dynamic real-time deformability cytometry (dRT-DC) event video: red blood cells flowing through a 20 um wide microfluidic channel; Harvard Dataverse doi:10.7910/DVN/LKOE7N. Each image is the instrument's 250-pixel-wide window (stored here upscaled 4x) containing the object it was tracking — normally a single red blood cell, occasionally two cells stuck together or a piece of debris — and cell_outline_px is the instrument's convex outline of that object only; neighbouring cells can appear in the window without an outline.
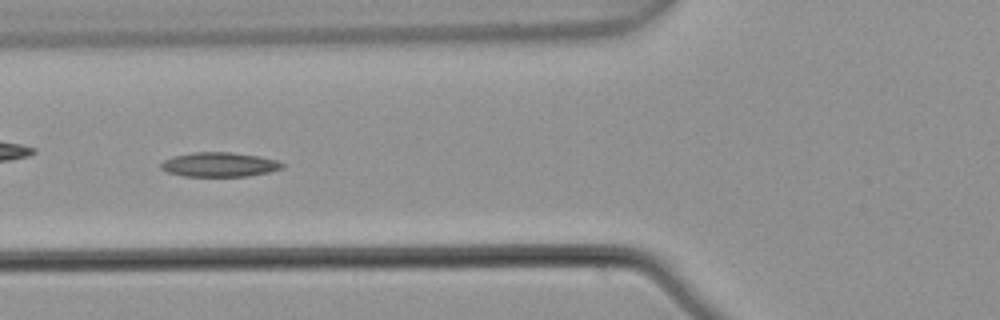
{"species": "common noctule bat (a hibernating species)", "species_latin": "Nyctalus noctula", "temperature_condition": "warm", "stored_images_in_passage": 8, "camera_frame_rate_fps": 3000, "um_per_image_px": 0.085, "animal": {"sex": "male", "body_mass_g": 21.5, "forearm_length_mm": 52.0}, "frame": {"image": 1, "passage_image": 6, "time_ms": 1.667, "image_size_px": [1000, 320], "cell_outline_px": [[284, 168], [268, 172], [248, 176], [184, 176], [168, 172], [160, 168], [160, 164], [164, 160], [172, 156], [192, 152], [232, 152], [260, 156], [276, 160], [284, 164]], "centroid_in_image_um": [18.64, 13.98], "position_along_channel_um": 107.2, "area_um2": 17.34}}
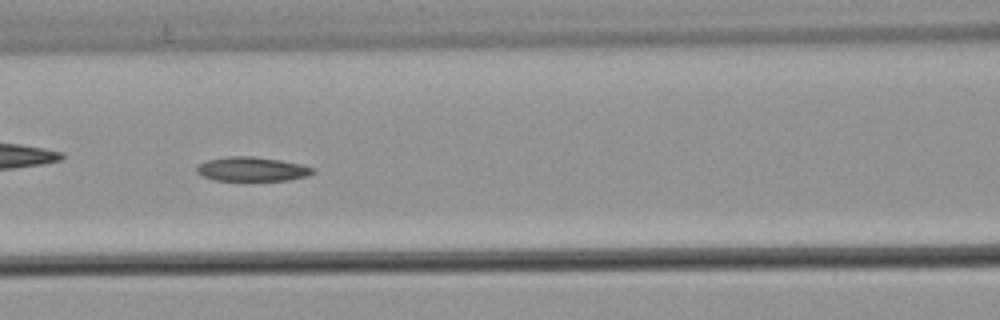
{"frame": {"image": 2, "passage_image": 7, "time_ms": 2.0, "image_size_px": [1000, 320], "cell_outline_px": [[316, 172], [308, 176], [288, 180], [216, 180], [204, 176], [196, 172], [196, 168], [200, 164], [208, 160], [228, 156], [252, 156], [280, 160], [300, 164], [316, 168]], "centroid_in_image_um": [21.47, 14.37], "position_along_channel_um": 145.1, "area_um2": 16.3}}